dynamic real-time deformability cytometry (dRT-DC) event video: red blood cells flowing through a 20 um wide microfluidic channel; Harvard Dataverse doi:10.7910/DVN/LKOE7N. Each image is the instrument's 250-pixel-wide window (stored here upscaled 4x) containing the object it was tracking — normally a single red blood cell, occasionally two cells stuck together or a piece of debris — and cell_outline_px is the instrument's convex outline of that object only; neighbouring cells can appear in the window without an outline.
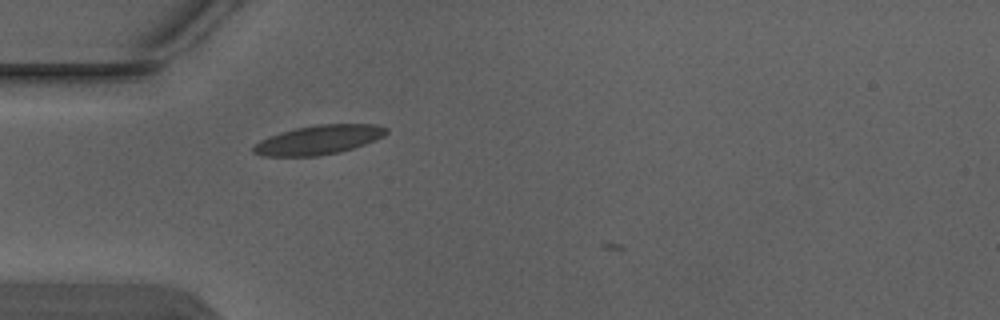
{"species": "Egyptian fruit bat (a non-hibernating species)", "species_latin": "Rousettus aegyptiacus", "temperature_condition": "warm", "stored_images_in_passage": 1, "camera_frame_rate_fps": 3000, "um_per_image_px": 0.085, "animal": {"sex": "male"}, "frame": {"image": 1, "passage_image": 1, "time_ms": 0.0, "image_size_px": [1000, 320], "cell_outline_px": [[388, 132], [384, 136], [376, 140], [352, 148], [336, 152], [316, 156], [264, 156], [252, 152], [252, 144], [268, 136], [280, 132], [296, 128], [316, 124], [376, 124], [388, 128]], "centroid_in_image_um": [27.06, 11.87], "position_along_channel_um": 57.9, "area_um2": 22.66}}